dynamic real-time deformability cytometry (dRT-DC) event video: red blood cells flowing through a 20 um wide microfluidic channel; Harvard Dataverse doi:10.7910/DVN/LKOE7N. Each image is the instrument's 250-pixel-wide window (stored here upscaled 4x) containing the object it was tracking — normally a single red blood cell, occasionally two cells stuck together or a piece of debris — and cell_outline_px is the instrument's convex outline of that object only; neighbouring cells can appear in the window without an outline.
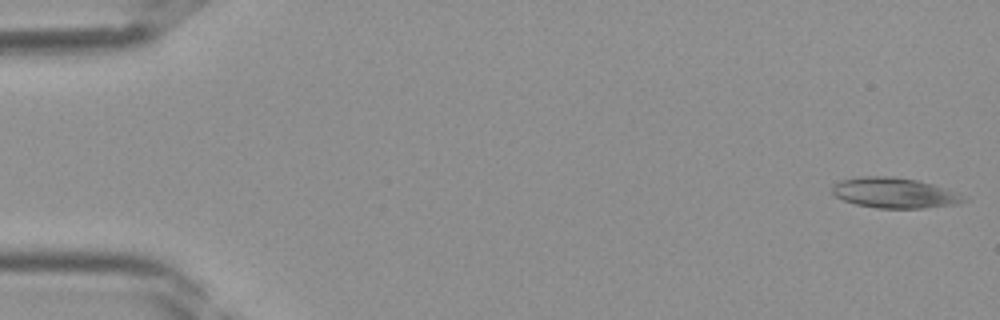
{"species": "Egyptian fruit bat (a non-hibernating species)", "species_latin": "Rousettus aegyptiacus", "temperature_condition": "room temperature", "stored_images_in_passage": 40, "camera_frame_rate_fps": 3000, "um_per_image_px": 0.085, "frame": {"image": 1, "passage_image": 1, "time_ms": 0.0, "image_size_px": [1000, 320], "cell_outline_px": [[964, 200], [956, 204], [924, 208], [876, 208], [856, 204], [844, 200], [836, 196], [832, 192], [832, 184], [840, 180], [860, 176], [892, 176], [916, 180], [932, 184], [944, 188], [960, 196]], "centroid_in_image_um": [75.92, 16.39], "position_along_channel_um": 9.1, "area_um2": 22.89}}
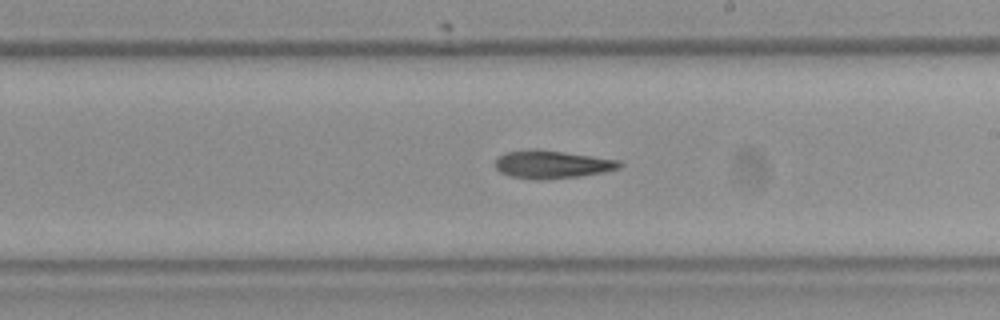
{"frame": {"image": 2, "passage_image": 23, "time_ms": 7.333, "image_size_px": [1000, 320], "cell_outline_px": [[624, 164], [620, 168], [604, 172], [580, 176], [544, 180], [536, 180], [512, 176], [500, 172], [496, 168], [496, 156], [504, 152], [532, 148], [536, 148], [620, 160]], "centroid_in_image_um": [46.91, 13.96], "position_along_channel_um": 242.1, "area_um2": 20.52}}
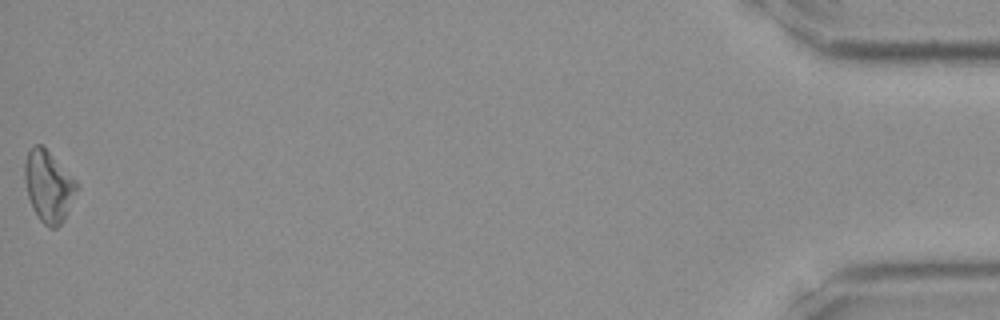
{"frame": {"image": 3, "passage_image": 40, "time_ms": 13.0, "image_size_px": [1000, 320], "cell_outline_px": [[76, 188], [64, 220], [56, 228], [48, 228], [40, 220], [32, 208], [28, 196], [24, 176], [24, 164], [28, 152], [36, 144], [40, 144], [76, 180]], "centroid_in_image_um": [4.09, 15.86], "position_along_channel_um": 431.1, "area_um2": 20.92}}